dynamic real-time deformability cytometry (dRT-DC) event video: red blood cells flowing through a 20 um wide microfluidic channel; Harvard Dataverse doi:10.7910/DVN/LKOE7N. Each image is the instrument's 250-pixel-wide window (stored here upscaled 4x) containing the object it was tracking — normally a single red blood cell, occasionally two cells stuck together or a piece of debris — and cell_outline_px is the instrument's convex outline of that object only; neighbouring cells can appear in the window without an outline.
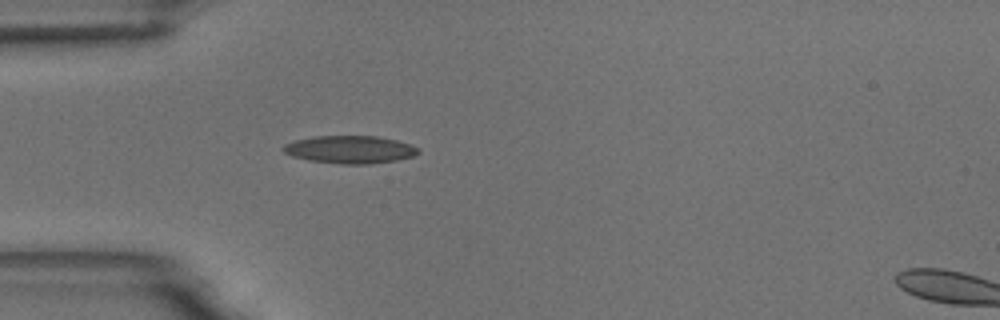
{"species": "common noctule bat (a hibernating species)", "species_latin": "Nyctalus noctula", "temperature_condition": "room temperature", "stored_images_in_passage": 39, "camera_frame_rate_fps": 3000, "um_per_image_px": 0.085, "animal": {"sex": "male", "body_mass_g": 18.8}, "frame": {"image": 1, "passage_image": 1, "time_ms": 0.0, "image_size_px": [1000, 320], "cell_outline_px": [[420, 152], [412, 156], [396, 160], [372, 164], [344, 164], [308, 160], [292, 156], [284, 152], [280, 148], [284, 144], [296, 140], [312, 136], [376, 136], [396, 140], [420, 148]], "centroid_in_image_um": [29.72, 12.71], "position_along_channel_um": 55.3, "area_um2": 21.79}}
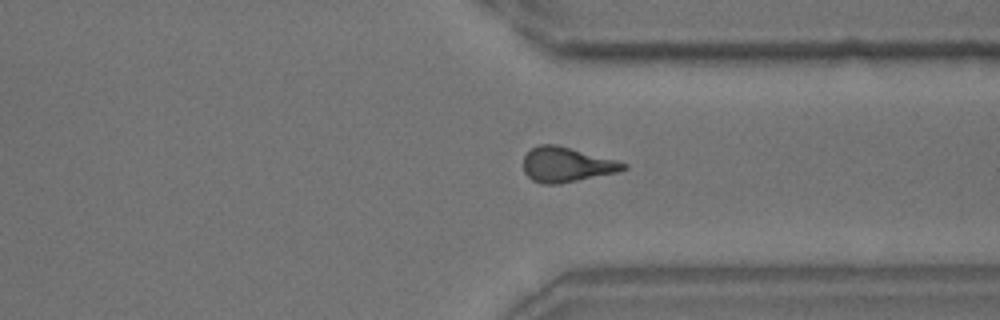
{"frame": {"image": 2, "passage_image": 26, "time_ms": 8.333, "image_size_px": [1000, 320], "cell_outline_px": [[628, 168], [620, 172], [560, 184], [544, 184], [532, 180], [524, 172], [524, 156], [532, 148], [540, 144], [556, 144], [616, 160], [628, 164]], "centroid_in_image_um": [48.18, 14.0], "position_along_channel_um": 363.2, "area_um2": 20.4}}
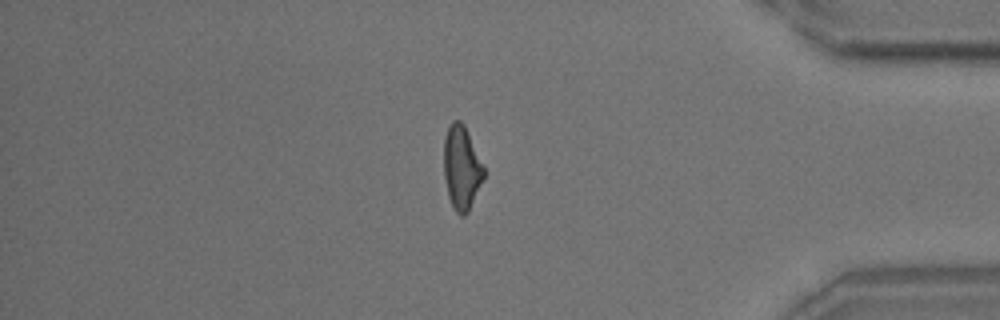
{"frame": {"image": 3, "passage_image": 31, "time_ms": 10.0, "image_size_px": [1000, 320], "cell_outline_px": [[484, 176], [468, 212], [464, 216], [460, 216], [452, 208], [448, 196], [444, 176], [444, 136], [452, 120], [460, 120], [464, 124], [484, 168]], "centroid_in_image_um": [39.21, 14.27], "position_along_channel_um": 396.0, "area_um2": 19.36}, "authors_computed_cell_mechanics": {"area_um2": 19.8832, "velocity_mm_per_s": 3.7645, "shape_relaxation_time_tau1_ms": null, "shape_relaxation_time_tau2_ms": 2.4331, "deformation_change_tau1": null, "deformation_change_tau2": 0.1249}}